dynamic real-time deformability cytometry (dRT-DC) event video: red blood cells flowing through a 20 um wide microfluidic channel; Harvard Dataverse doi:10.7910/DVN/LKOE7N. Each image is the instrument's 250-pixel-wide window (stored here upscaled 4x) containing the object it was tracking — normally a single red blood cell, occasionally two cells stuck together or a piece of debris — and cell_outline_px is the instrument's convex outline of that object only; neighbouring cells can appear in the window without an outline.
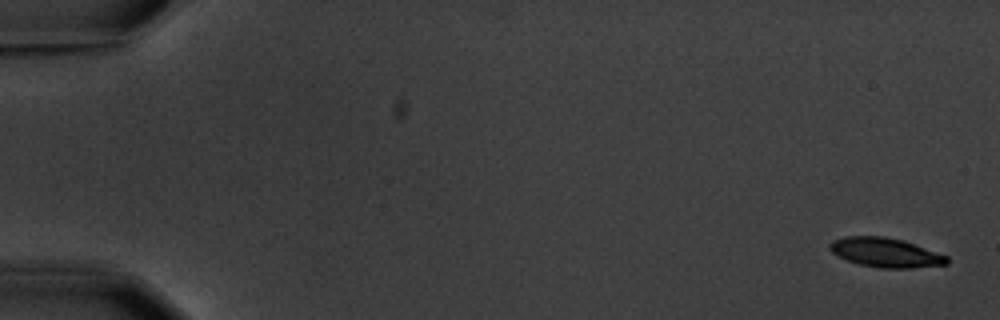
{"species": "common noctule bat (a hibernating species)", "species_latin": "Nyctalus noctula", "temperature_condition": "warm", "stored_images_in_passage": 6, "camera_frame_rate_fps": 3000, "um_per_image_px": 0.085, "animal": {"sex": "male", "body_mass_g": 20.1, "forearm_length_mm": 53.5}, "frame": {"image": 1, "passage_image": 1, "time_ms": 0.0, "image_size_px": [1000, 320], "cell_outline_px": [[948, 264], [912, 268], [880, 268], [860, 264], [848, 260], [832, 252], [828, 248], [828, 244], [832, 240], [844, 236], [884, 236], [904, 240], [948, 256]], "centroid_in_image_um": [75.27, 21.45], "position_along_channel_um": 9.7, "area_um2": 20.06}}
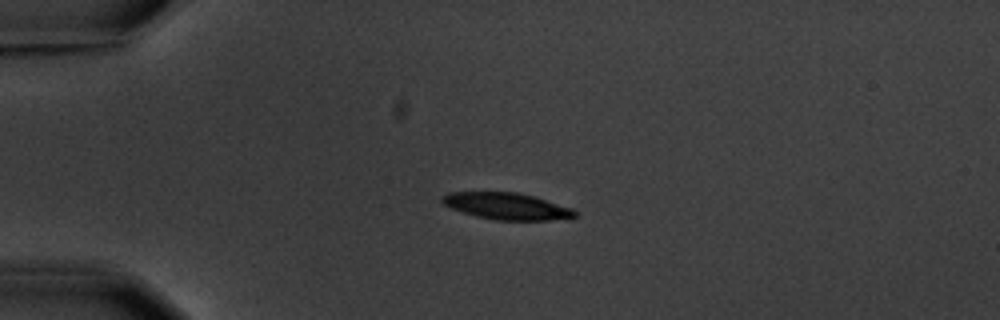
{"frame": {"image": 2, "passage_image": 4, "time_ms": 4.333, "image_size_px": [1000, 320], "cell_outline_px": [[576, 216], [548, 220], [496, 220], [476, 216], [452, 208], [444, 204], [440, 200], [440, 196], [448, 192], [516, 192], [532, 196], [572, 208], [576, 212]], "centroid_in_image_um": [43.02, 17.51], "position_along_channel_um": 42.0, "area_um2": 20.35}}
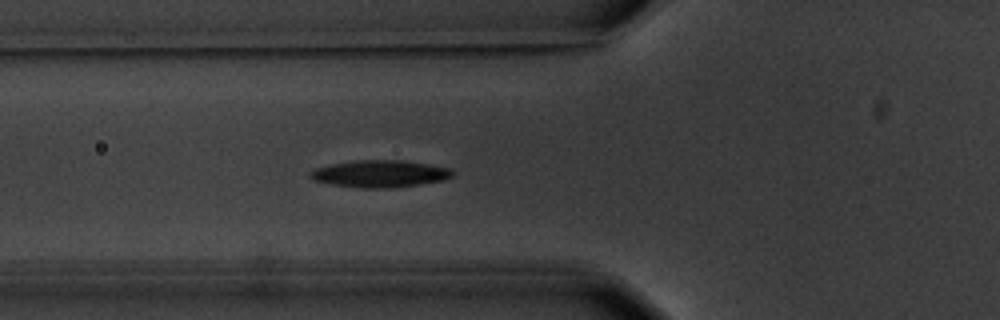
{"frame": {"image": 3, "passage_image": 6, "time_ms": 6.667, "image_size_px": [1000, 320], "cell_outline_px": [[456, 172], [452, 176], [444, 180], [396, 188], [360, 188], [332, 184], [312, 180], [308, 176], [316, 168], [332, 164], [360, 160], [400, 160], [428, 164], [448, 168]], "centroid_in_image_um": [32.32, 14.78], "position_along_channel_um": 93.5, "area_um2": 22.37}}